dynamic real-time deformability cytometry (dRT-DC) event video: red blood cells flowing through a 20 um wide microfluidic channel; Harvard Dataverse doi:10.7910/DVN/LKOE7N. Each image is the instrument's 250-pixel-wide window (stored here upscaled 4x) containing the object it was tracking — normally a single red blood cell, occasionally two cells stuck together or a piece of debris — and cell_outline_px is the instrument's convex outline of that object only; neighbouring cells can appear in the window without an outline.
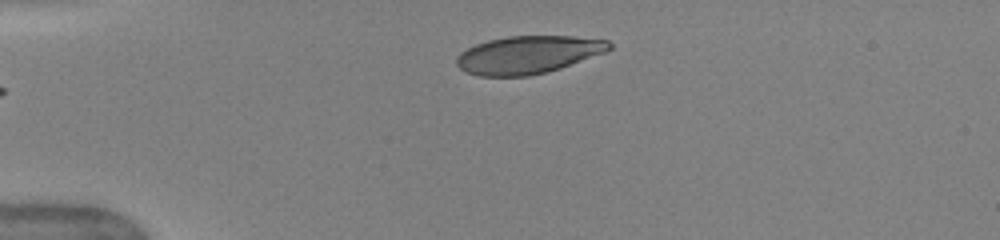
{"species": "human", "species_latin": "Homo sapiens", "temperature_condition": "warm", "stored_images_in_passage": 33, "camera_frame_rate_fps": 3000, "um_per_image_px": 0.085, "donor": {"sex": "female"}, "frame": {"image": 1, "passage_image": 1, "time_ms": 0.0, "image_size_px": [1000, 240], "cell_outline_px": [[612, 48], [604, 52], [560, 68], [528, 76], [480, 76], [468, 72], [460, 68], [456, 64], [456, 56], [460, 52], [476, 44], [488, 40], [508, 36], [572, 36], [608, 40], [612, 44]], "centroid_in_image_um": [44.87, 4.64], "position_along_channel_um": 40.1, "area_um2": 33.35}}
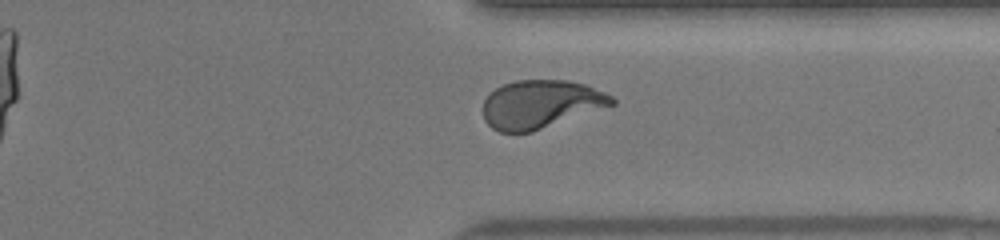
{"frame": {"image": 2, "passage_image": 28, "time_ms": 9.0, "image_size_px": [1000, 240], "cell_outline_px": [[616, 104], [532, 132], [500, 132], [492, 128], [484, 120], [484, 100], [496, 88], [504, 84], [516, 80], [568, 80], [584, 84], [604, 92], [612, 96], [616, 100]], "centroid_in_image_um": [45.98, 8.86], "position_along_channel_um": 365.4, "area_um2": 36.07}, "authors_computed_cell_mechanics": {"area_um2": 36.0672, "velocity_mm_per_s": 4.0568, "shape_relaxation_time_tau1_ms": 3.6058, "shape_relaxation_time_tau2_ms": null, "deformation_change_tau1": 0.208, "deformation_change_tau2": null}}